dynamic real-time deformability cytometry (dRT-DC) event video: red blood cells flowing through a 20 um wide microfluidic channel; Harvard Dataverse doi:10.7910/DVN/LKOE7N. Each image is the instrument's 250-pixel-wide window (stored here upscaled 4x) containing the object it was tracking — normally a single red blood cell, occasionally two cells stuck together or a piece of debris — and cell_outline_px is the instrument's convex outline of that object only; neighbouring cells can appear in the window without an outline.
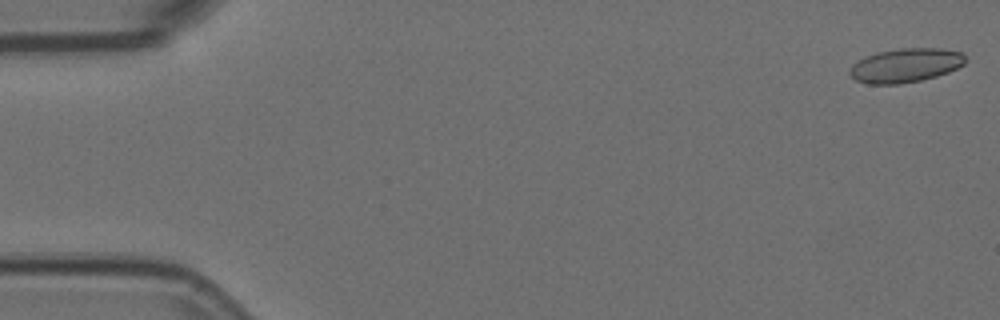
{"species": "Egyptian fruit bat (a non-hibernating species)", "species_latin": "Rousettus aegyptiacus", "temperature_condition": "room temperature", "stored_images_in_passage": 56, "camera_frame_rate_fps": 3000, "um_per_image_px": 0.085, "animal": {"sex": "female"}, "frame": {"image": 1, "passage_image": 1, "time_ms": 0.0, "image_size_px": [1000, 320], "cell_outline_px": [[968, 60], [964, 64], [948, 72], [936, 76], [920, 80], [900, 84], [868, 84], [856, 80], [848, 72], [852, 64], [868, 56], [880, 52], [900, 48], [940, 48], [964, 52]], "centroid_in_image_um": [77.02, 5.55], "position_along_channel_um": 8.0, "area_um2": 22.89}}
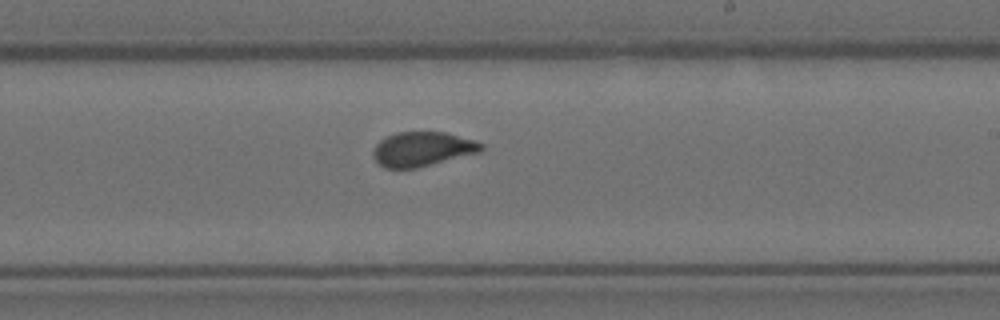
{"frame": {"image": 2, "passage_image": 33, "time_ms": 10.667, "image_size_px": [1000, 320], "cell_outline_px": [[484, 148], [480, 152], [416, 168], [384, 168], [372, 156], [372, 152], [376, 144], [380, 140], [396, 132], [444, 132], [476, 140], [484, 144]], "centroid_in_image_um": [35.91, 12.66], "position_along_channel_um": 253.1, "area_um2": 21.68}}
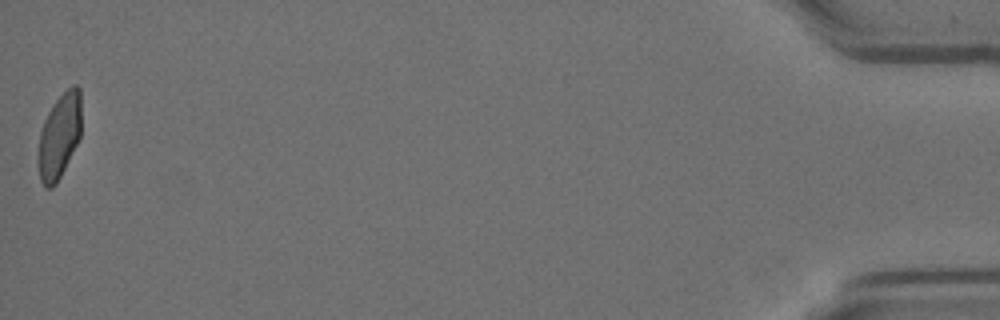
{"frame": {"image": 3, "passage_image": 56, "time_ms": 18.333, "image_size_px": [1000, 320], "cell_outline_px": [[80, 136], [56, 184], [52, 188], [44, 188], [40, 180], [36, 156], [40, 132], [44, 120], [52, 104], [72, 84], [76, 84], [80, 88]], "centroid_in_image_um": [5.0, 11.58], "position_along_channel_um": 430.2, "area_um2": 21.39}}